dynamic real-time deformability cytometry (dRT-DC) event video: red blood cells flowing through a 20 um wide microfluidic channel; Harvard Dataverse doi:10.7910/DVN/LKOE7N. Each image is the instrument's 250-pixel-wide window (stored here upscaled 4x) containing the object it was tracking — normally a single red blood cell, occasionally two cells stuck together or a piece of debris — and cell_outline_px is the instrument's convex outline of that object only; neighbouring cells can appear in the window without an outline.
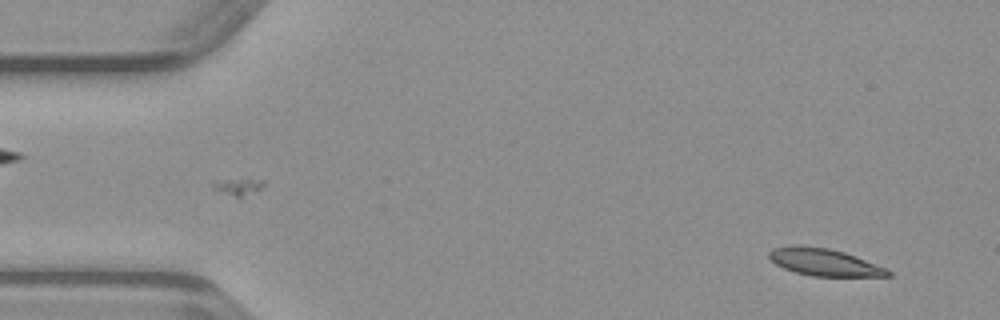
{"species": "common noctule bat (a hibernating species)", "species_latin": "Nyctalus noctula", "temperature_condition": "warm", "stored_images_in_passage": 49, "camera_frame_rate_fps": 3000, "um_per_image_px": 0.085, "animal": {"sex": "male", "body_mass_g": 23.1, "forearm_length_mm": 52.7}, "frame": {"image": 1, "passage_image": 3, "time_ms": 0.667, "image_size_px": [1000, 320], "cell_outline_px": [[892, 276], [812, 276], [796, 272], [784, 268], [776, 264], [768, 256], [768, 252], [772, 248], [788, 244], [800, 244], [828, 248], [844, 252], [856, 256], [888, 268], [892, 272]], "centroid_in_image_um": [70.05, 22.26], "position_along_channel_um": 14.9, "area_um2": 19.13}}
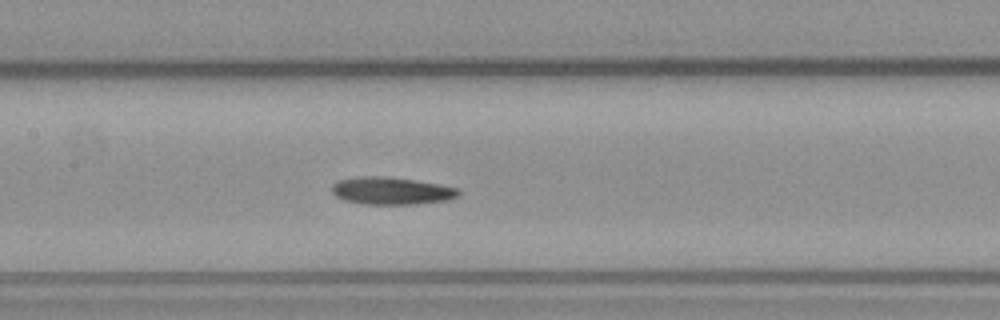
{"frame": {"image": 2, "passage_image": 22, "time_ms": 7.0, "image_size_px": [1000, 320], "cell_outline_px": [[460, 196], [448, 200], [416, 204], [364, 204], [344, 200], [336, 196], [332, 192], [332, 184], [340, 180], [360, 176], [380, 176], [412, 180], [460, 188]], "centroid_in_image_um": [33.29, 16.23], "position_along_channel_um": 174.1, "area_um2": 20.11}}
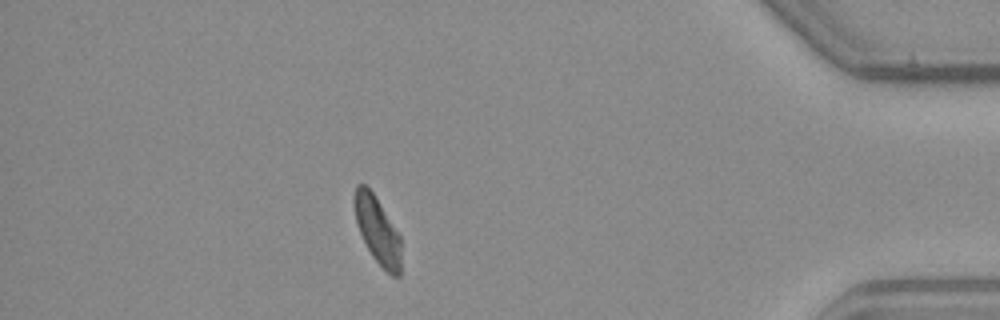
{"frame": {"image": 3, "passage_image": 42, "time_ms": 13.667, "image_size_px": [1000, 320], "cell_outline_px": [[400, 276], [392, 276], [372, 256], [360, 232], [356, 220], [356, 184], [364, 184], [372, 192], [400, 232]], "centroid_in_image_um": [32.14, 19.6], "position_along_channel_um": 403.1, "area_um2": 17.69}}